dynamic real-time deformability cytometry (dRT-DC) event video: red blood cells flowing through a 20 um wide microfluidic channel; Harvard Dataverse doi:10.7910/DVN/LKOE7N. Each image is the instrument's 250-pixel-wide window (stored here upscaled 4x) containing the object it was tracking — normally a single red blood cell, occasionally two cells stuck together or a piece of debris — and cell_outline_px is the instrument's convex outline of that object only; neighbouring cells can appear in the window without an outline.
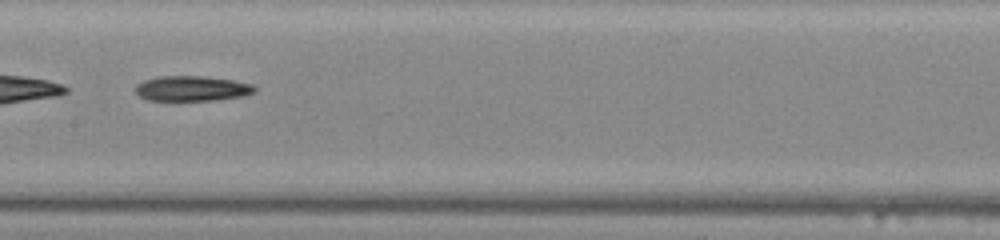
{"species": "common noctule bat (a hibernating species)", "species_latin": "Nyctalus noctula", "temperature_condition": "warm", "stored_images_in_passage": 32, "camera_frame_rate_fps": 3000, "um_per_image_px": 0.085, "animal": {"sex": "male", "body_mass_g": 20.0, "forearm_length_mm": 53.3}, "frame": {"image": 1, "passage_image": 10, "time_ms": 3.0, "image_size_px": [1000, 240], "cell_outline_px": [[256, 92], [244, 96], [212, 100], [148, 100], [140, 96], [136, 92], [136, 84], [144, 80], [160, 76], [200, 76], [232, 80], [252, 84], [256, 88]], "centroid_in_image_um": [16.32, 7.52], "position_along_channel_um": 191.1, "area_um2": 17.34}, "authors_computed_cell_mechanics": {"area_um2": 17.8602, "velocity_mm_per_s": 4.2611, "shape_relaxation_time_tau1_ms": 5.8974, "shape_relaxation_time_tau2_ms": null, "deformation_change_tau1": 0.1346, "deformation_change_tau2": null}}